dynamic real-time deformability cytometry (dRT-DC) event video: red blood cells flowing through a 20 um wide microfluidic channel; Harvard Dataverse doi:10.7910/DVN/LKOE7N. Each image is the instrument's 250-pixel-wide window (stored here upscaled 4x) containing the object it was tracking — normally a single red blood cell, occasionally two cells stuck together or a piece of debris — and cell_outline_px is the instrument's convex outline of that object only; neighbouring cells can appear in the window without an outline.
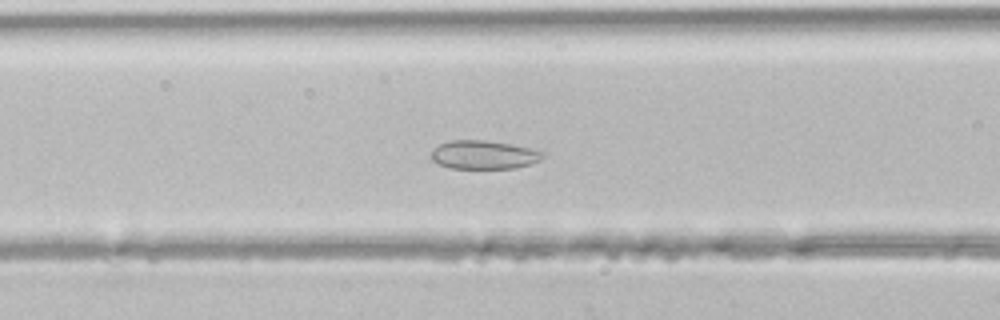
{"species": "common noctule bat (a hibernating species)", "species_latin": "Nyctalus noctula", "temperature_condition": "room temperature", "stored_images_in_passage": 10, "camera_frame_rate_fps": 3000, "um_per_image_px": 0.085, "animal": {"sex": "male", "body_mass_g": 21.5, "forearm_length_mm": 52.0}, "frame": {"image": 1, "passage_image": 6, "time_ms": 1.667, "image_size_px": [1000, 320], "cell_outline_px": [[548, 152], [540, 160], [532, 164], [516, 168], [452, 168], [440, 164], [432, 160], [432, 148], [448, 140], [484, 140], [508, 144]], "centroid_in_image_um": [41.15, 13.15], "position_along_channel_um": 125.5, "area_um2": 18.55}}
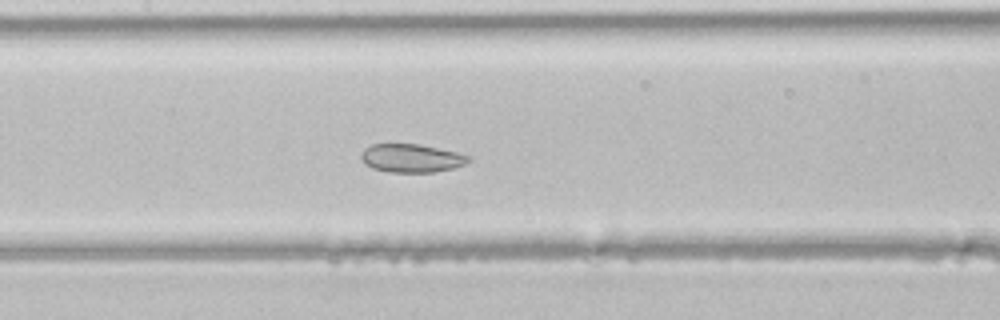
{"frame": {"image": 2, "passage_image": 9, "time_ms": 2.667, "image_size_px": [1000, 320], "cell_outline_px": [[468, 160], [464, 164], [452, 168], [432, 172], [388, 172], [372, 168], [364, 164], [360, 156], [364, 148], [372, 144], [420, 144], [456, 152], [468, 156]], "centroid_in_image_um": [34.9, 13.44], "position_along_channel_um": 172.5, "area_um2": 17.57}}